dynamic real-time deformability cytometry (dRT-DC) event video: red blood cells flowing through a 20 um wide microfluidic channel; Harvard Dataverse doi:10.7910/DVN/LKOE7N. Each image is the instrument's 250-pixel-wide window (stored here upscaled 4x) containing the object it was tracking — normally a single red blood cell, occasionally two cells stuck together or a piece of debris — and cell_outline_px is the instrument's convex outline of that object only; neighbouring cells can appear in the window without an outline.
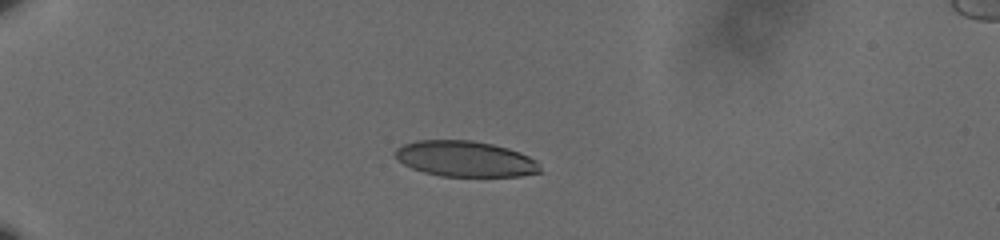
{"species": "human", "species_latin": "Homo sapiens", "temperature_condition": "cold", "stored_images_in_passage": 31, "camera_frame_rate_fps": 3000, "um_per_image_px": 0.085, "donor": {"sex": "male"}, "frame": {"image": 1, "passage_image": 1, "time_ms": 0.0, "image_size_px": [1000, 240], "cell_outline_px": [[544, 172], [520, 176], [440, 176], [424, 172], [412, 168], [404, 164], [396, 156], [396, 148], [404, 144], [416, 140], [472, 140], [492, 144], [508, 148], [520, 152], [536, 160]], "centroid_in_image_um": [39.59, 13.5], "position_along_channel_um": 45.4, "area_um2": 30.17}}
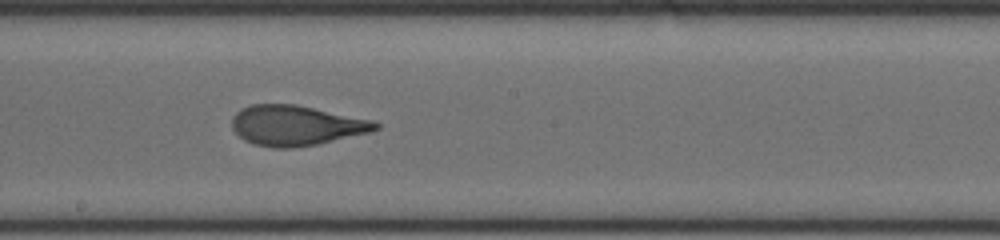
{"frame": {"image": 2, "passage_image": 13, "time_ms": 4.0, "image_size_px": [1000, 240], "cell_outline_px": [[380, 128], [372, 132], [316, 144], [292, 148], [272, 148], [252, 144], [244, 140], [232, 128], [232, 116], [240, 108], [252, 104], [296, 104], [376, 120], [380, 124]], "centroid_in_image_um": [25.19, 10.66], "position_along_channel_um": 223.0, "area_um2": 33.99}}
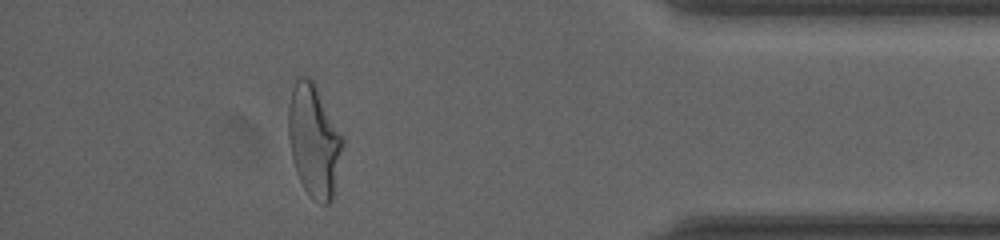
{"frame": {"image": 3, "passage_image": 27, "time_ms": 8.667, "image_size_px": [1000, 240], "cell_outline_px": [[344, 144], [332, 200], [328, 204], [320, 204], [304, 188], [296, 172], [292, 156], [288, 136], [288, 104], [292, 88], [296, 76], [308, 76], [312, 80], [344, 140]], "centroid_in_image_um": [26.67, 11.95], "position_along_channel_um": 408.5, "area_um2": 35.14}}